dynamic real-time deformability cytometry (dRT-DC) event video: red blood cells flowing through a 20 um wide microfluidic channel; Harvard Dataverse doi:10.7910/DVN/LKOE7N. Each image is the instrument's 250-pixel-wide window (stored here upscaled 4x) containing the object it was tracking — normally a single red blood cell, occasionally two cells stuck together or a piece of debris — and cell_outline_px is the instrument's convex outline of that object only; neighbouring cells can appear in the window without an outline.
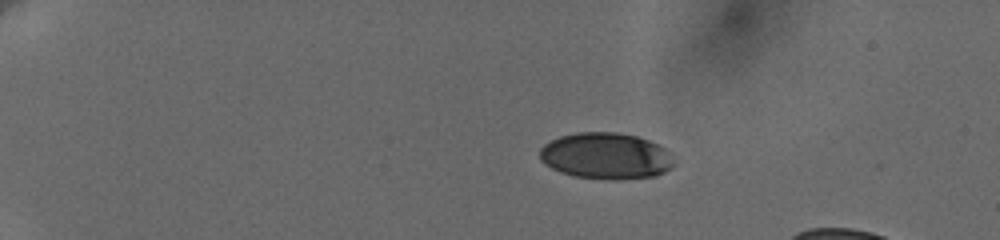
{"species": "human", "species_latin": "Homo sapiens", "temperature_condition": "cold", "stored_images_in_passage": 18, "camera_frame_rate_fps": 3000, "um_per_image_px": 0.085, "donor": {"sex": "female"}, "frame": {"image": 1, "passage_image": 9, "time_ms": 4.0, "image_size_px": [1000, 240], "cell_outline_px": [[676, 164], [672, 168], [656, 176], [576, 176], [560, 172], [544, 164], [540, 160], [540, 148], [544, 144], [560, 136], [576, 132], [616, 132], [636, 136], [660, 144], [668, 152]], "centroid_in_image_um": [51.49, 13.19], "position_along_channel_um": 33.5, "area_um2": 35.26}}
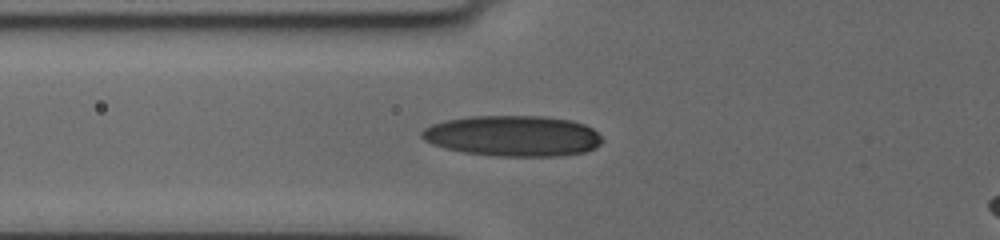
{"frame": {"image": 2, "passage_image": 17, "time_ms": 8.0, "image_size_px": [1000, 240], "cell_outline_px": [[604, 140], [596, 148], [584, 152], [560, 156], [496, 156], [464, 152], [444, 148], [432, 144], [424, 140], [420, 136], [420, 132], [424, 128], [432, 124], [448, 120], [472, 116], [544, 116], [572, 120], [584, 124], [592, 128]], "centroid_in_image_um": [43.61, 11.55], "position_along_channel_um": 82.2, "area_um2": 43.0}}